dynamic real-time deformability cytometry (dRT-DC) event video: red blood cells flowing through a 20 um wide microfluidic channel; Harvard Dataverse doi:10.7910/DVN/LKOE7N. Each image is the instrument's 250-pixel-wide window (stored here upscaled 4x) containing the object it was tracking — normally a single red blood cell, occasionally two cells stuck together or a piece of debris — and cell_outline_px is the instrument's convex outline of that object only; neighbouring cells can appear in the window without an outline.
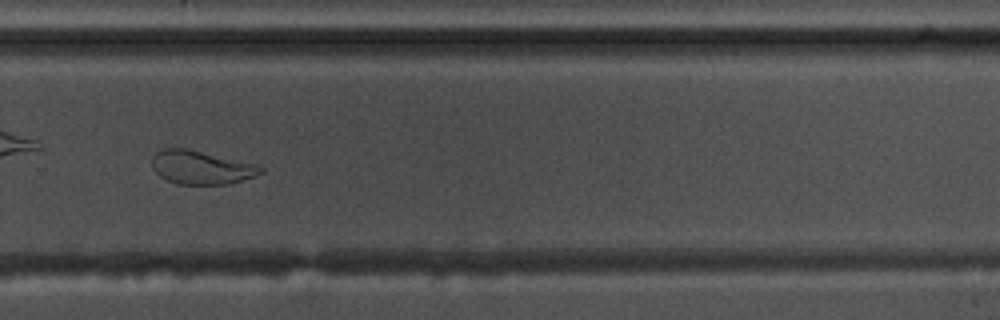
{"species": "common noctule bat (a hibernating species)", "species_latin": "Nyctalus noctula", "temperature_condition": "warm", "stored_images_in_passage": 35, "camera_frame_rate_fps": 3000, "um_per_image_px": 0.085, "animal": {"sex": "male", "body_mass_g": 17.5, "forearm_length_mm": 52.3}, "frame": {"image": 1, "passage_image": 25, "time_ms": 8.0, "image_size_px": [1000, 320], "cell_outline_px": [[264, 172], [256, 176], [228, 184], [180, 184], [168, 180], [160, 176], [152, 168], [152, 156], [156, 152], [164, 148], [184, 148], [260, 164], [264, 168]], "centroid_in_image_um": [17.15, 14.22], "position_along_channel_um": 312.7, "area_um2": 21.33}, "authors_computed_cell_mechanics": {"area_um2": 20.9814, "velocity_mm_per_s": 3.6584, "shape_relaxation_time_tau1_ms": null, "shape_relaxation_time_tau2_ms": 1.6148, "deformation_change_tau1": null, "deformation_change_tau2": 0.0662}}